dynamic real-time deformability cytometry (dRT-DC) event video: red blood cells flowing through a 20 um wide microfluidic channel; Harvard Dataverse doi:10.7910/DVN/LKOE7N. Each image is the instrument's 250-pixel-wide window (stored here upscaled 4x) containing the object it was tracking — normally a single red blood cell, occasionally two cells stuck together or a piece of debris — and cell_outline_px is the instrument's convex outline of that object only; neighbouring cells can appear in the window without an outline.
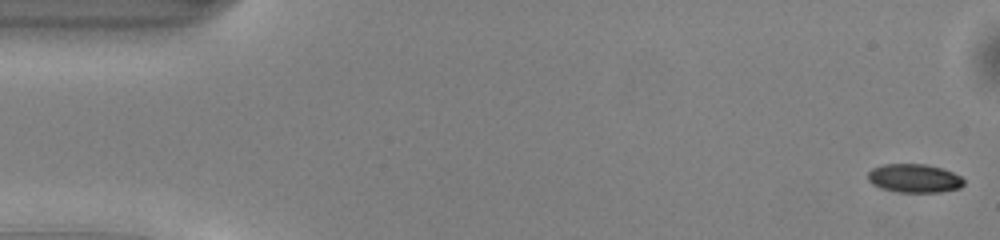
{"species": "common noctule bat (a hibernating species)", "species_latin": "Nyctalus noctula", "temperature_condition": "warm", "stored_images_in_passage": 46, "camera_frame_rate_fps": 3000, "um_per_image_px": 0.085, "animal": {"sex": "male", "body_mass_g": 13.0, "forearm_length_mm": 53.1}, "frame": {"image": 1, "passage_image": 1, "time_ms": 0.0, "image_size_px": [1000, 240], "cell_outline_px": [[964, 184], [960, 188], [940, 192], [900, 192], [880, 188], [872, 184], [868, 180], [868, 172], [872, 168], [884, 164], [924, 164], [944, 168], [960, 176], [964, 180]], "centroid_in_image_um": [77.72, 15.15], "position_along_channel_um": 7.3, "area_um2": 16.07}}
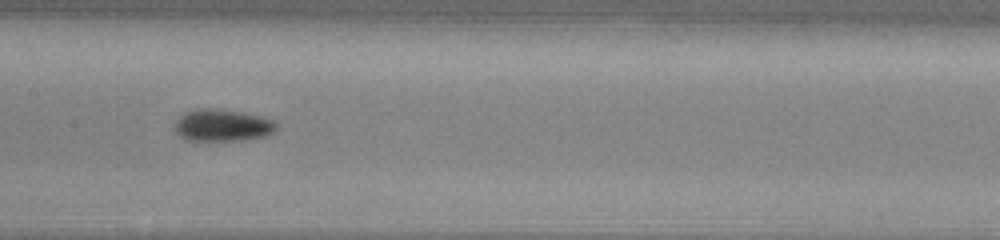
{"frame": {"image": 2, "passage_image": 24, "time_ms": 7.667, "image_size_px": [1000, 240], "cell_outline_px": [[276, 128], [268, 136], [244, 140], [184, 140], [172, 128], [176, 120], [184, 112], [192, 108], [220, 108], [244, 112], [264, 116], [272, 120], [276, 124]], "centroid_in_image_um": [18.87, 10.63], "position_along_channel_um": 188.5, "area_um2": 19.48}}
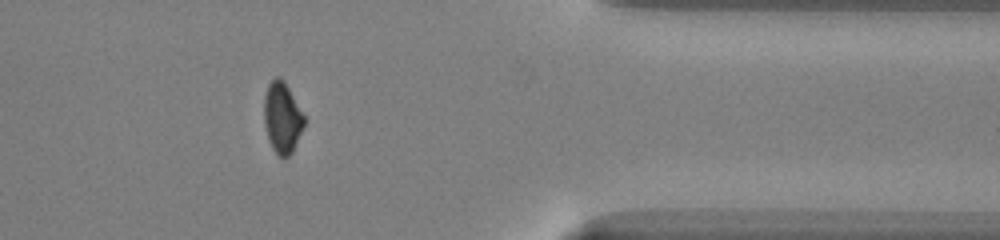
{"frame": {"image": 3, "passage_image": 40, "time_ms": 13.0, "image_size_px": [1000, 240], "cell_outline_px": [[304, 124], [292, 152], [284, 160], [272, 148], [268, 140], [264, 124], [264, 96], [268, 84], [276, 76], [280, 76], [284, 80], [304, 116]], "centroid_in_image_um": [23.96, 9.99], "position_along_channel_um": 387.4, "area_um2": 16.47}, "authors_computed_cell_mechanics": {"area_um2": 17.3689, "velocity_mm_per_s": 4.1498, "shape_relaxation_time_tau1_ms": 2.279, "shape_relaxation_time_tau2_ms": null, "deformation_change_tau1": 0.1134, "deformation_change_tau2": null}}